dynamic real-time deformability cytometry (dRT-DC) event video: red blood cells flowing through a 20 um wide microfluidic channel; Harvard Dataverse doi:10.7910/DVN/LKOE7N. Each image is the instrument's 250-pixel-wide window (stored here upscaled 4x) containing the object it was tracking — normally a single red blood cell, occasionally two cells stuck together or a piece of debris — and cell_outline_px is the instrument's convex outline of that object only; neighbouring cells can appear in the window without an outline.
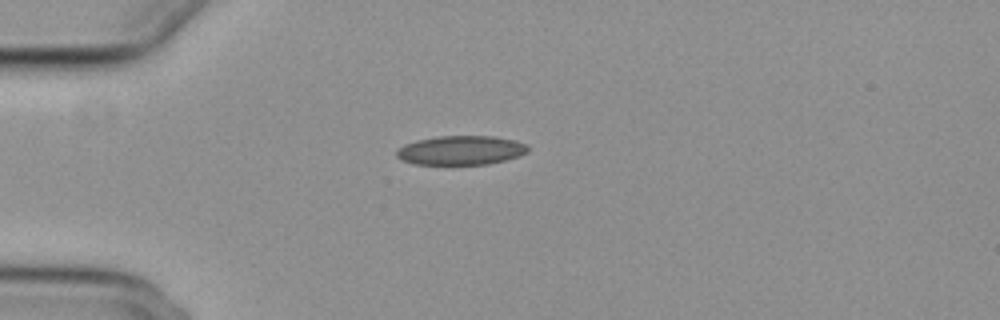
{"species": "common noctule bat (a hibernating species)", "species_latin": "Nyctalus noctula", "temperature_condition": "cold", "stored_images_in_passage": 41, "camera_frame_rate_fps": 3000, "um_per_image_px": 0.085, "animal": {"sex": "female", "body_mass_g": 29.2, "forearm_length_mm": 56.3}, "frame": {"image": 1, "passage_image": 1, "time_ms": 0.0, "image_size_px": [1000, 320], "cell_outline_px": [[528, 152], [520, 156], [488, 164], [416, 164], [400, 160], [396, 156], [396, 152], [404, 144], [416, 140], [440, 136], [492, 136], [516, 140], [528, 144]], "centroid_in_image_um": [39.2, 12.77], "position_along_channel_um": 45.8, "area_um2": 22.37}}
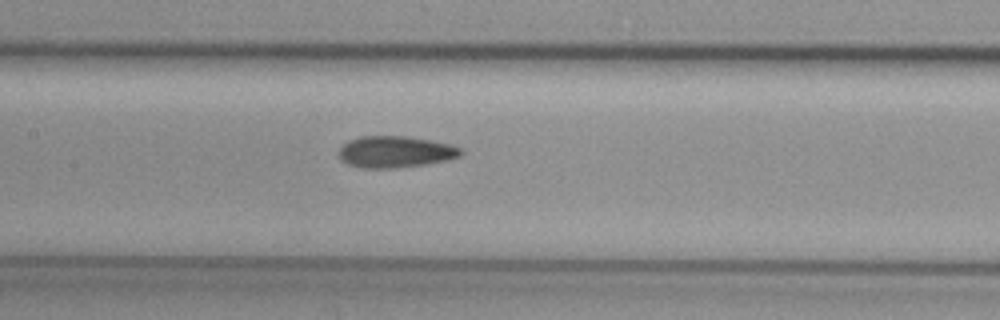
{"frame": {"image": 2, "passage_image": 13, "time_ms": 4.0, "image_size_px": [1000, 320], "cell_outline_px": [[464, 152], [460, 156], [448, 160], [428, 164], [396, 168], [364, 168], [348, 164], [340, 160], [340, 148], [348, 140], [360, 136], [404, 136], [432, 140], [448, 144], [460, 148]], "centroid_in_image_um": [33.62, 12.91], "position_along_channel_um": 173.8, "area_um2": 22.48}}
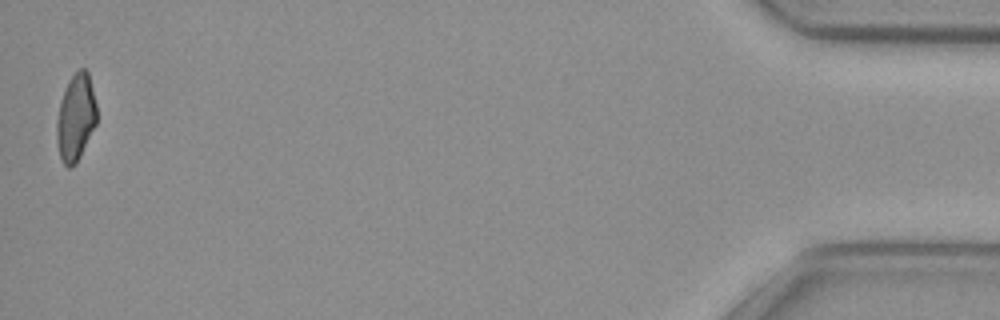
{"frame": {"image": 3, "passage_image": 41, "time_ms": 13.333, "image_size_px": [1000, 320], "cell_outline_px": [[96, 124], [76, 164], [68, 168], [64, 164], [60, 156], [56, 140], [56, 120], [60, 100], [72, 76], [80, 68], [84, 68], [88, 72], [96, 104]], "centroid_in_image_um": [6.43, 10.01], "position_along_channel_um": 428.8, "area_um2": 20.06}, "authors_computed_cell_mechanics": {"area_um2": 22.0218, "velocity_mm_per_s": 3.7343, "shape_relaxation_time_tau1_ms": 10.3332, "shape_relaxation_time_tau2_ms": 3.1602, "deformation_change_tau1": 0.1859, "deformation_change_tau2": 0.0854}}